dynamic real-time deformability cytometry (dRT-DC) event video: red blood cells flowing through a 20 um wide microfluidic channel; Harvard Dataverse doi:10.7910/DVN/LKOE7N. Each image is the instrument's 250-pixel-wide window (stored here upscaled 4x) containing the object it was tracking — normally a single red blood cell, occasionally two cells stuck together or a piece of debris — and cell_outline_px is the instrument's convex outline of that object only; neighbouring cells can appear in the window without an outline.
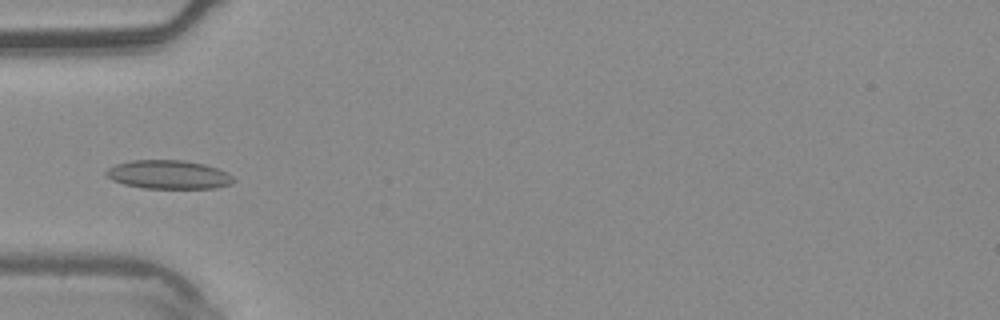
{"species": "common noctule bat (a hibernating species)", "species_latin": "Nyctalus noctula", "temperature_condition": "warm", "stored_images_in_passage": 5, "camera_frame_rate_fps": 3000, "um_per_image_px": 0.085, "animal": {"sex": "male", "body_mass_g": 20.4}, "frame": {"image": 1, "passage_image": 5, "time_ms": 1.333, "image_size_px": [1000, 320], "cell_outline_px": [[236, 180], [232, 184], [216, 188], [144, 188], [124, 184], [112, 180], [104, 172], [108, 168], [116, 164], [132, 160], [184, 160], [204, 164], [216, 168], [232, 176]], "centroid_in_image_um": [14.33, 14.84], "position_along_channel_um": 70.7, "area_um2": 21.21}}